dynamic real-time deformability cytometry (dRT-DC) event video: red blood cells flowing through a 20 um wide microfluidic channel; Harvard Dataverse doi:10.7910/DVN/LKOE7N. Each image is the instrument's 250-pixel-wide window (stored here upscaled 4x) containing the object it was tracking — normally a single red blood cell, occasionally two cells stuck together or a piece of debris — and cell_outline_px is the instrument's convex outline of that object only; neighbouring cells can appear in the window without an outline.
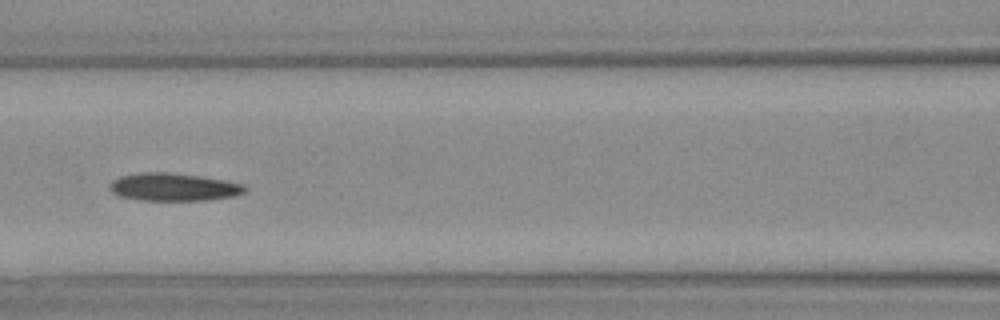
{"species": "Egyptian fruit bat (a non-hibernating species)", "species_latin": "Rousettus aegyptiacus", "temperature_condition": "warm", "stored_images_in_passage": 38, "camera_frame_rate_fps": 3000, "um_per_image_px": 0.085, "animal": {"sex": "female"}, "frame": {"image": 1, "passage_image": 17, "time_ms": 5.333, "image_size_px": [1000, 320], "cell_outline_px": [[248, 188], [244, 192], [232, 196], [204, 200], [140, 200], [120, 196], [112, 192], [108, 188], [108, 184], [112, 180], [120, 176], [140, 172], [168, 172], [200, 176], [224, 180], [244, 184]], "centroid_in_image_um": [14.71, 15.89], "position_along_channel_um": 151.9, "area_um2": 21.91}}